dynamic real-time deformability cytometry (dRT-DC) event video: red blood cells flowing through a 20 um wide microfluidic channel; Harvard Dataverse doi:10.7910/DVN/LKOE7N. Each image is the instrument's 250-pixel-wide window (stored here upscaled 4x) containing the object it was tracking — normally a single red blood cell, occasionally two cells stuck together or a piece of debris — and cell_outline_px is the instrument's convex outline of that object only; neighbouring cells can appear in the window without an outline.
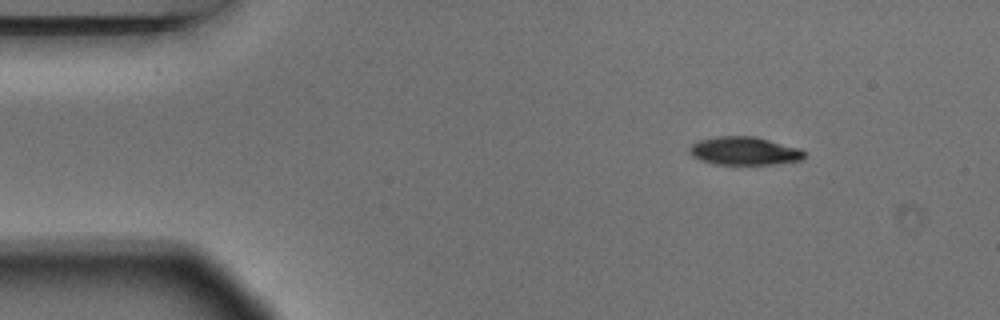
{"species": "Egyptian fruit bat (a non-hibernating species)", "species_latin": "Rousettus aegyptiacus", "temperature_condition": "warm", "stored_images_in_passage": 3, "camera_frame_rate_fps": 3000, "um_per_image_px": 0.085, "animal": {"sex": "male"}, "frame": {"image": 1, "passage_image": 1, "time_ms": 0.0, "image_size_px": [1000, 320], "cell_outline_px": [[804, 156], [800, 160], [772, 164], [716, 164], [700, 160], [692, 156], [688, 152], [688, 148], [692, 144], [700, 140], [716, 136], [756, 136], [800, 148], [804, 152]], "centroid_in_image_um": [63.23, 12.82], "position_along_channel_um": 21.8, "area_um2": 18.84}}
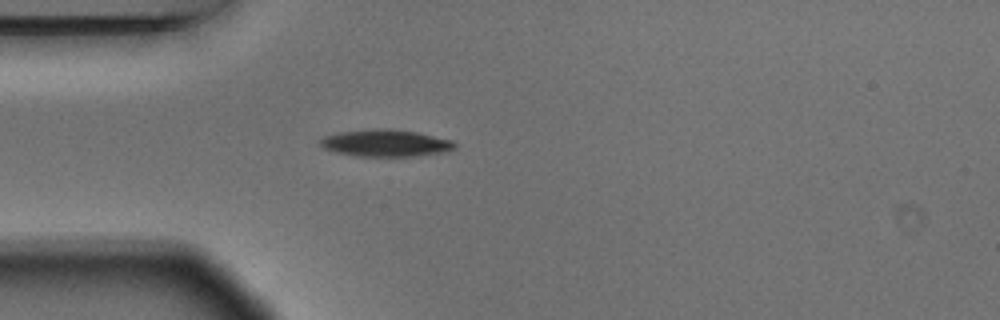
{"frame": {"image": 2, "passage_image": 3, "time_ms": 0.667, "image_size_px": [1000, 320], "cell_outline_px": [[456, 148], [448, 152], [416, 156], [360, 156], [340, 152], [324, 148], [320, 144], [320, 140], [324, 136], [340, 132], [376, 128], [392, 128], [416, 132], [452, 140], [456, 144]], "centroid_in_image_um": [32.85, 12.15], "position_along_channel_um": 52.2, "area_um2": 21.1}}